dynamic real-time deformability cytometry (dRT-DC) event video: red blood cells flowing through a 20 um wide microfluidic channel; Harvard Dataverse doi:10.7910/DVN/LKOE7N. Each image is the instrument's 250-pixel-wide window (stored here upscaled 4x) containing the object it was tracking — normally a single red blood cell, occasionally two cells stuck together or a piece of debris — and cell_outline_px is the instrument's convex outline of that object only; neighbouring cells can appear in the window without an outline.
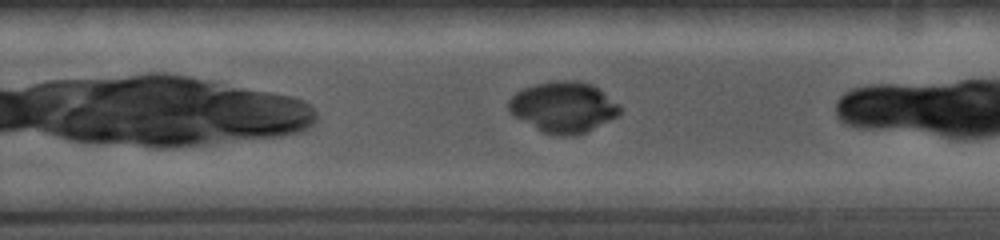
{"species": "common noctule bat (a hibernating species)", "species_latin": "Nyctalus noctula", "temperature_condition": "cold", "stored_images_in_passage": 41, "camera_frame_rate_fps": 5000, "um_per_image_px": 0.085, "animal": {"sex": "female", "body_mass_g": 19.0, "forearm_length_mm": 56.7}, "frame": {"image": 1, "passage_image": 27, "time_ms": 5.2, "image_size_px": [1000, 240], "cell_outline_px": [[620, 112], [616, 116], [576, 136], [556, 136], [544, 132], [512, 116], [508, 112], [508, 100], [516, 92], [524, 88], [536, 84], [556, 80], [576, 80], [592, 84], [620, 104]], "centroid_in_image_um": [47.85, 9.1], "position_along_channel_um": 281.9, "area_um2": 32.83}}
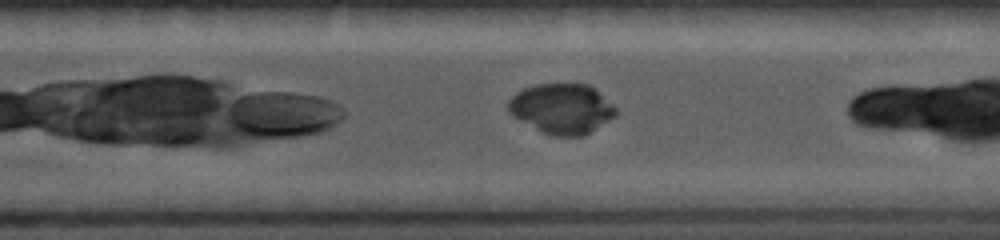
{"frame": {"image": 2, "passage_image": 32, "time_ms": 6.2, "image_size_px": [1000, 240], "cell_outline_px": [[616, 116], [584, 136], [552, 136], [512, 116], [508, 112], [508, 100], [516, 92], [524, 88], [536, 84], [588, 84], [596, 88], [616, 108]], "centroid_in_image_um": [47.76, 9.23], "position_along_channel_um": 322.8, "area_um2": 31.39}}